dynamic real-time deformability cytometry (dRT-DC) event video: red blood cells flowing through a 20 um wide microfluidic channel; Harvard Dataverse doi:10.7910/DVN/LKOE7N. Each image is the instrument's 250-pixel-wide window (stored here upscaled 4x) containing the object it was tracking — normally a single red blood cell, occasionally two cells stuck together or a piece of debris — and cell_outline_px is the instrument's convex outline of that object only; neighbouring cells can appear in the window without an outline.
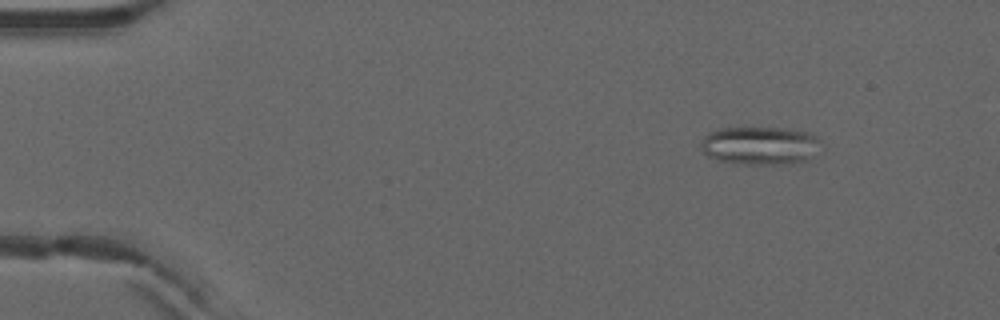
{"species": "common noctule bat (a hibernating species)", "species_latin": "Nyctalus noctula", "temperature_condition": "warm", "stored_images_in_passage": 6, "camera_frame_rate_fps": 3000, "um_per_image_px": 0.085, "animal": {"sex": "male", "forearm_length_mm": 52.5}, "frame": {"image": 1, "passage_image": 2, "time_ms": 0.333, "image_size_px": [1000, 320], "cell_outline_px": [[816, 140], [808, 160], [784, 164], [736, 164], [716, 160], [708, 156], [700, 148], [700, 144], [704, 136], [708, 132], [716, 128], [784, 128], [808, 132], [816, 136]], "centroid_in_image_um": [64.45, 12.37], "position_along_channel_um": 20.6, "area_um2": 26.36}}